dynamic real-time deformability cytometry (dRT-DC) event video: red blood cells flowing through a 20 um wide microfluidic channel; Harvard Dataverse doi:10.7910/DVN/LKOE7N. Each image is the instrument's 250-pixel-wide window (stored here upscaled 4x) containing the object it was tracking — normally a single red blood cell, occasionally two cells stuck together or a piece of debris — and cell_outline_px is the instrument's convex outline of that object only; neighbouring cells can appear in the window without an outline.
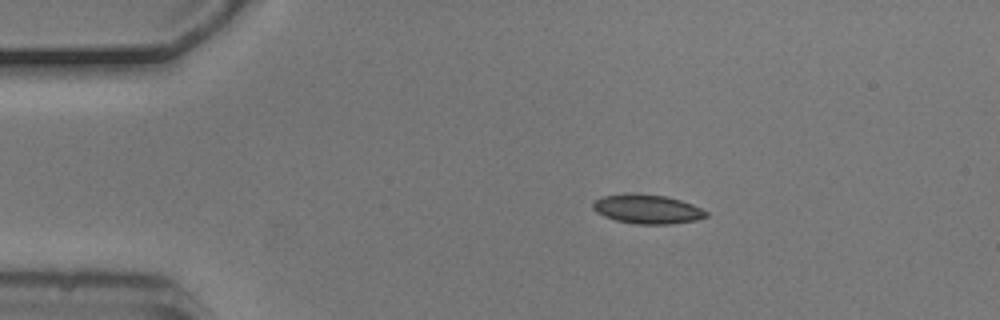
{"species": "common noctule bat (a hibernating species)", "species_latin": "Nyctalus noctula", "temperature_condition": "cold", "stored_images_in_passage": 3, "camera_frame_rate_fps": 3000, "um_per_image_px": 0.085, "animal": {"sex": "male", "body_mass_g": 20.5, "forearm_length_mm": 52.5}, "frame": {"image": 1, "passage_image": 1, "time_ms": 0.0, "image_size_px": [1000, 320], "cell_outline_px": [[708, 216], [696, 220], [668, 224], [636, 224], [616, 220], [604, 216], [596, 212], [592, 208], [592, 204], [596, 200], [604, 196], [664, 196], [680, 200], [692, 204], [708, 212]], "centroid_in_image_um": [55.06, 17.83], "position_along_channel_um": 29.9, "area_um2": 18.32}}
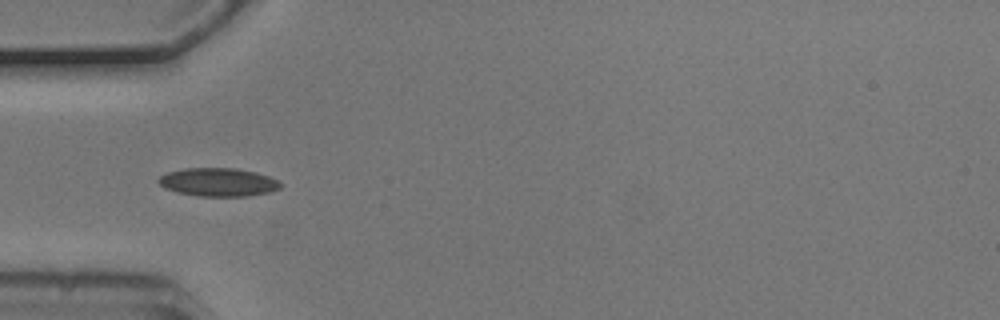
{"frame": {"image": 2, "passage_image": 3, "time_ms": 0.667, "image_size_px": [1000, 320], "cell_outline_px": [[280, 188], [268, 192], [248, 196], [196, 196], [176, 192], [164, 188], [156, 180], [160, 176], [168, 172], [184, 168], [236, 168], [256, 172], [268, 176], [276, 180], [280, 184]], "centroid_in_image_um": [18.5, 15.48], "position_along_channel_um": 66.5, "area_um2": 20.11}}